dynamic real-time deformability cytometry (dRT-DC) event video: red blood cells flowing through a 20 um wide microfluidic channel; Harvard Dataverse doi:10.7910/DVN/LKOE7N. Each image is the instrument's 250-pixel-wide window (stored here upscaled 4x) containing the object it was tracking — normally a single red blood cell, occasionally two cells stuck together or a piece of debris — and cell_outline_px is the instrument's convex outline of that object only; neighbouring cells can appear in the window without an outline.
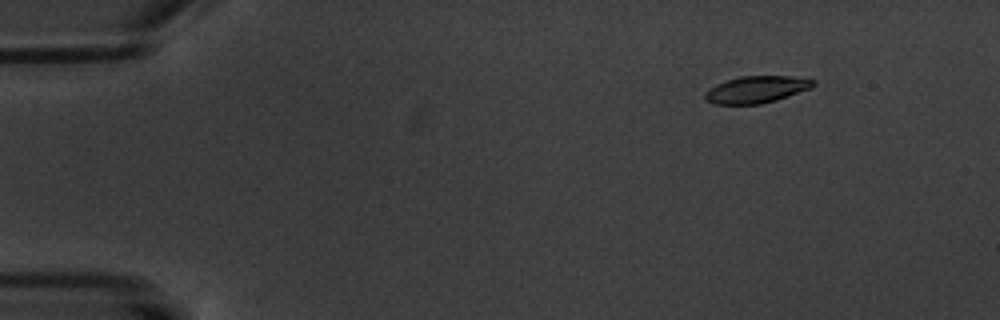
{"species": "common noctule bat (a hibernating species)", "species_latin": "Nyctalus noctula", "temperature_condition": "warm", "stored_images_in_passage": 4, "camera_frame_rate_fps": 3000, "um_per_image_px": 0.085, "animal": {"sex": "male", "body_mass_g": 20.1, "forearm_length_mm": 53.5}, "frame": {"image": 1, "passage_image": 1, "time_ms": 0.0, "image_size_px": [1000, 320], "cell_outline_px": [[816, 84], [812, 88], [776, 100], [760, 104], [716, 104], [704, 100], [704, 92], [708, 88], [716, 84], [740, 76], [808, 76], [816, 80]], "centroid_in_image_um": [64.35, 7.59], "position_along_channel_um": 20.6, "area_um2": 17.34}}
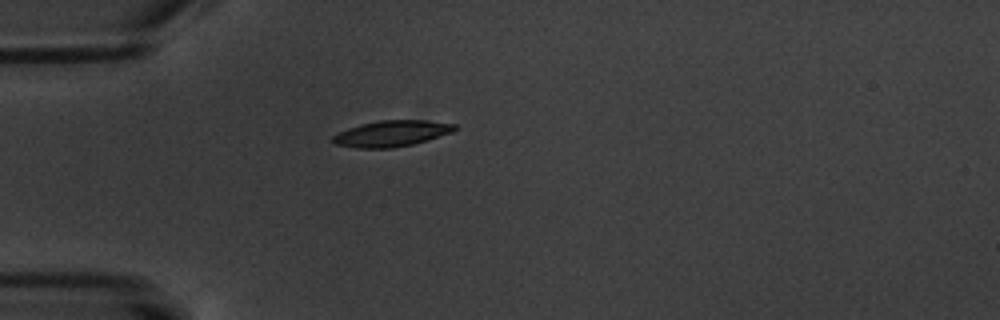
{"frame": {"image": 2, "passage_image": 4, "time_ms": 3.333, "image_size_px": [1000, 320], "cell_outline_px": [[460, 128], [452, 132], [428, 140], [412, 144], [392, 148], [356, 148], [336, 144], [332, 140], [332, 136], [348, 128], [360, 124], [380, 120], [428, 120], [456, 124]], "centroid_in_image_um": [33.33, 11.34], "position_along_channel_um": 51.7, "area_um2": 18.55}}